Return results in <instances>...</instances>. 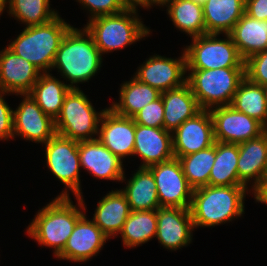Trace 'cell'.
Listing matches in <instances>:
<instances>
[{
    "label": "cell",
    "instance_id": "6da1fadb",
    "mask_svg": "<svg viewBox=\"0 0 267 266\" xmlns=\"http://www.w3.org/2000/svg\"><path fill=\"white\" fill-rule=\"evenodd\" d=\"M54 197L51 202L36 212L34 219L26 228L27 235L40 246L53 250L56 258L64 249L77 221L86 213L83 197Z\"/></svg>",
    "mask_w": 267,
    "mask_h": 266
},
{
    "label": "cell",
    "instance_id": "7a4b0ae2",
    "mask_svg": "<svg viewBox=\"0 0 267 266\" xmlns=\"http://www.w3.org/2000/svg\"><path fill=\"white\" fill-rule=\"evenodd\" d=\"M101 52L95 45L92 35L83 26H72L60 43L52 65V70L60 73L59 78L71 88H80L78 84L91 80L103 65Z\"/></svg>",
    "mask_w": 267,
    "mask_h": 266
},
{
    "label": "cell",
    "instance_id": "3957f363",
    "mask_svg": "<svg viewBox=\"0 0 267 266\" xmlns=\"http://www.w3.org/2000/svg\"><path fill=\"white\" fill-rule=\"evenodd\" d=\"M248 193L252 191L244 185H207L194 189L189 208L194 229L215 227L241 218Z\"/></svg>",
    "mask_w": 267,
    "mask_h": 266
},
{
    "label": "cell",
    "instance_id": "277c9868",
    "mask_svg": "<svg viewBox=\"0 0 267 266\" xmlns=\"http://www.w3.org/2000/svg\"><path fill=\"white\" fill-rule=\"evenodd\" d=\"M138 10V6H129L120 13L87 20L84 27L92 35L102 56L149 37L152 31L144 24Z\"/></svg>",
    "mask_w": 267,
    "mask_h": 266
},
{
    "label": "cell",
    "instance_id": "5b68a950",
    "mask_svg": "<svg viewBox=\"0 0 267 266\" xmlns=\"http://www.w3.org/2000/svg\"><path fill=\"white\" fill-rule=\"evenodd\" d=\"M71 27L59 14L48 23L25 27L7 47L42 73H50L60 43Z\"/></svg>",
    "mask_w": 267,
    "mask_h": 266
},
{
    "label": "cell",
    "instance_id": "8992f818",
    "mask_svg": "<svg viewBox=\"0 0 267 266\" xmlns=\"http://www.w3.org/2000/svg\"><path fill=\"white\" fill-rule=\"evenodd\" d=\"M190 86L201 109L231 105L245 68L186 69Z\"/></svg>",
    "mask_w": 267,
    "mask_h": 266
},
{
    "label": "cell",
    "instance_id": "52a82bcc",
    "mask_svg": "<svg viewBox=\"0 0 267 266\" xmlns=\"http://www.w3.org/2000/svg\"><path fill=\"white\" fill-rule=\"evenodd\" d=\"M105 109L97 112L81 88L70 89L55 119L56 134L78 142L97 139L99 122Z\"/></svg>",
    "mask_w": 267,
    "mask_h": 266
},
{
    "label": "cell",
    "instance_id": "ba28073f",
    "mask_svg": "<svg viewBox=\"0 0 267 266\" xmlns=\"http://www.w3.org/2000/svg\"><path fill=\"white\" fill-rule=\"evenodd\" d=\"M206 33L191 38L190 45L183 50L186 57V69L245 68L230 34Z\"/></svg>",
    "mask_w": 267,
    "mask_h": 266
},
{
    "label": "cell",
    "instance_id": "9c48e42d",
    "mask_svg": "<svg viewBox=\"0 0 267 266\" xmlns=\"http://www.w3.org/2000/svg\"><path fill=\"white\" fill-rule=\"evenodd\" d=\"M44 145L47 169L65 186L57 197L82 196L78 141L55 134Z\"/></svg>",
    "mask_w": 267,
    "mask_h": 266
},
{
    "label": "cell",
    "instance_id": "30bf717a",
    "mask_svg": "<svg viewBox=\"0 0 267 266\" xmlns=\"http://www.w3.org/2000/svg\"><path fill=\"white\" fill-rule=\"evenodd\" d=\"M152 172L160 207L189 209L193 188L183 174L178 158L148 167Z\"/></svg>",
    "mask_w": 267,
    "mask_h": 266
},
{
    "label": "cell",
    "instance_id": "8fae6325",
    "mask_svg": "<svg viewBox=\"0 0 267 266\" xmlns=\"http://www.w3.org/2000/svg\"><path fill=\"white\" fill-rule=\"evenodd\" d=\"M178 58L165 57L156 53L138 66L133 77L141 83L156 88L161 93L179 88L186 83V57L182 49Z\"/></svg>",
    "mask_w": 267,
    "mask_h": 266
},
{
    "label": "cell",
    "instance_id": "7c38bea8",
    "mask_svg": "<svg viewBox=\"0 0 267 266\" xmlns=\"http://www.w3.org/2000/svg\"><path fill=\"white\" fill-rule=\"evenodd\" d=\"M23 100L13 110L14 140H23L45 144L55 134V120L45 114L29 94H16ZM23 96V97H22Z\"/></svg>",
    "mask_w": 267,
    "mask_h": 266
},
{
    "label": "cell",
    "instance_id": "4fadbf2b",
    "mask_svg": "<svg viewBox=\"0 0 267 266\" xmlns=\"http://www.w3.org/2000/svg\"><path fill=\"white\" fill-rule=\"evenodd\" d=\"M213 120L215 141L239 144L262 134L263 125L231 105L209 110Z\"/></svg>",
    "mask_w": 267,
    "mask_h": 266
},
{
    "label": "cell",
    "instance_id": "5bb4252c",
    "mask_svg": "<svg viewBox=\"0 0 267 266\" xmlns=\"http://www.w3.org/2000/svg\"><path fill=\"white\" fill-rule=\"evenodd\" d=\"M172 142L174 157L178 159L215 144L210 111L202 109L195 116L184 121L172 132Z\"/></svg>",
    "mask_w": 267,
    "mask_h": 266
},
{
    "label": "cell",
    "instance_id": "9a60e30c",
    "mask_svg": "<svg viewBox=\"0 0 267 266\" xmlns=\"http://www.w3.org/2000/svg\"><path fill=\"white\" fill-rule=\"evenodd\" d=\"M108 239L85 213L77 221L63 251L56 258L74 263H86L89 260L91 261L97 254H100Z\"/></svg>",
    "mask_w": 267,
    "mask_h": 266
},
{
    "label": "cell",
    "instance_id": "2e32d148",
    "mask_svg": "<svg viewBox=\"0 0 267 266\" xmlns=\"http://www.w3.org/2000/svg\"><path fill=\"white\" fill-rule=\"evenodd\" d=\"M193 220L189 209L159 207L156 238L163 248L177 251L193 240Z\"/></svg>",
    "mask_w": 267,
    "mask_h": 266
},
{
    "label": "cell",
    "instance_id": "e0dca14e",
    "mask_svg": "<svg viewBox=\"0 0 267 266\" xmlns=\"http://www.w3.org/2000/svg\"><path fill=\"white\" fill-rule=\"evenodd\" d=\"M97 139L122 161L133 156L134 119L121 116L111 108L106 107L99 122Z\"/></svg>",
    "mask_w": 267,
    "mask_h": 266
},
{
    "label": "cell",
    "instance_id": "ac0fdd59",
    "mask_svg": "<svg viewBox=\"0 0 267 266\" xmlns=\"http://www.w3.org/2000/svg\"><path fill=\"white\" fill-rule=\"evenodd\" d=\"M80 166L96 179L121 182L125 169L121 159L98 139L78 142Z\"/></svg>",
    "mask_w": 267,
    "mask_h": 266
},
{
    "label": "cell",
    "instance_id": "d6986e66",
    "mask_svg": "<svg viewBox=\"0 0 267 266\" xmlns=\"http://www.w3.org/2000/svg\"><path fill=\"white\" fill-rule=\"evenodd\" d=\"M0 50V91L28 94L42 72L7 46Z\"/></svg>",
    "mask_w": 267,
    "mask_h": 266
},
{
    "label": "cell",
    "instance_id": "ffe728a7",
    "mask_svg": "<svg viewBox=\"0 0 267 266\" xmlns=\"http://www.w3.org/2000/svg\"><path fill=\"white\" fill-rule=\"evenodd\" d=\"M140 156L139 168H148L174 158L172 133L164 128L135 124L133 156Z\"/></svg>",
    "mask_w": 267,
    "mask_h": 266
},
{
    "label": "cell",
    "instance_id": "44dd1931",
    "mask_svg": "<svg viewBox=\"0 0 267 266\" xmlns=\"http://www.w3.org/2000/svg\"><path fill=\"white\" fill-rule=\"evenodd\" d=\"M237 173L239 181L252 193L264 182L267 174V139L261 134L238 144Z\"/></svg>",
    "mask_w": 267,
    "mask_h": 266
},
{
    "label": "cell",
    "instance_id": "7402d4cb",
    "mask_svg": "<svg viewBox=\"0 0 267 266\" xmlns=\"http://www.w3.org/2000/svg\"><path fill=\"white\" fill-rule=\"evenodd\" d=\"M108 192L97 202L91 220L111 239L118 237L131 210L120 189Z\"/></svg>",
    "mask_w": 267,
    "mask_h": 266
},
{
    "label": "cell",
    "instance_id": "603a6c76",
    "mask_svg": "<svg viewBox=\"0 0 267 266\" xmlns=\"http://www.w3.org/2000/svg\"><path fill=\"white\" fill-rule=\"evenodd\" d=\"M161 97L164 105L163 128L171 133L202 110L187 83L162 92Z\"/></svg>",
    "mask_w": 267,
    "mask_h": 266
},
{
    "label": "cell",
    "instance_id": "cb8c5ba5",
    "mask_svg": "<svg viewBox=\"0 0 267 266\" xmlns=\"http://www.w3.org/2000/svg\"><path fill=\"white\" fill-rule=\"evenodd\" d=\"M124 177L120 188L125 195L131 211L157 210L160 207L154 176L148 168H137L130 179ZM127 180V181H126Z\"/></svg>",
    "mask_w": 267,
    "mask_h": 266
},
{
    "label": "cell",
    "instance_id": "d4e9b609",
    "mask_svg": "<svg viewBox=\"0 0 267 266\" xmlns=\"http://www.w3.org/2000/svg\"><path fill=\"white\" fill-rule=\"evenodd\" d=\"M157 6L166 7V14L176 30L190 38L206 34L202 5L192 0H161Z\"/></svg>",
    "mask_w": 267,
    "mask_h": 266
},
{
    "label": "cell",
    "instance_id": "484cf974",
    "mask_svg": "<svg viewBox=\"0 0 267 266\" xmlns=\"http://www.w3.org/2000/svg\"><path fill=\"white\" fill-rule=\"evenodd\" d=\"M202 7L206 33L229 34L245 14V0H207Z\"/></svg>",
    "mask_w": 267,
    "mask_h": 266
},
{
    "label": "cell",
    "instance_id": "4316f807",
    "mask_svg": "<svg viewBox=\"0 0 267 266\" xmlns=\"http://www.w3.org/2000/svg\"><path fill=\"white\" fill-rule=\"evenodd\" d=\"M229 34L244 61L267 49V20L244 14Z\"/></svg>",
    "mask_w": 267,
    "mask_h": 266
},
{
    "label": "cell",
    "instance_id": "83f0119b",
    "mask_svg": "<svg viewBox=\"0 0 267 266\" xmlns=\"http://www.w3.org/2000/svg\"><path fill=\"white\" fill-rule=\"evenodd\" d=\"M119 89V99L113 101L109 108L125 117H133L145 105L161 96L159 90L141 83L135 77L121 83Z\"/></svg>",
    "mask_w": 267,
    "mask_h": 266
},
{
    "label": "cell",
    "instance_id": "f1b7e54d",
    "mask_svg": "<svg viewBox=\"0 0 267 266\" xmlns=\"http://www.w3.org/2000/svg\"><path fill=\"white\" fill-rule=\"evenodd\" d=\"M70 89L63 80L56 78L52 73H42L28 94L45 114L55 120Z\"/></svg>",
    "mask_w": 267,
    "mask_h": 266
},
{
    "label": "cell",
    "instance_id": "f546056e",
    "mask_svg": "<svg viewBox=\"0 0 267 266\" xmlns=\"http://www.w3.org/2000/svg\"><path fill=\"white\" fill-rule=\"evenodd\" d=\"M157 210L131 211L121 232L123 246L136 248L156 237Z\"/></svg>",
    "mask_w": 267,
    "mask_h": 266
},
{
    "label": "cell",
    "instance_id": "4dcf8cb0",
    "mask_svg": "<svg viewBox=\"0 0 267 266\" xmlns=\"http://www.w3.org/2000/svg\"><path fill=\"white\" fill-rule=\"evenodd\" d=\"M238 144L215 142V161L212 167L209 186L243 185L239 181L237 162Z\"/></svg>",
    "mask_w": 267,
    "mask_h": 266
},
{
    "label": "cell",
    "instance_id": "1f68e13d",
    "mask_svg": "<svg viewBox=\"0 0 267 266\" xmlns=\"http://www.w3.org/2000/svg\"><path fill=\"white\" fill-rule=\"evenodd\" d=\"M231 106L236 111L256 119L262 125L267 121V102L263 88L247 77L239 83Z\"/></svg>",
    "mask_w": 267,
    "mask_h": 266
},
{
    "label": "cell",
    "instance_id": "d6a6232c",
    "mask_svg": "<svg viewBox=\"0 0 267 266\" xmlns=\"http://www.w3.org/2000/svg\"><path fill=\"white\" fill-rule=\"evenodd\" d=\"M50 5V0H6V11L25 27L42 25L59 15Z\"/></svg>",
    "mask_w": 267,
    "mask_h": 266
},
{
    "label": "cell",
    "instance_id": "836d02e7",
    "mask_svg": "<svg viewBox=\"0 0 267 266\" xmlns=\"http://www.w3.org/2000/svg\"><path fill=\"white\" fill-rule=\"evenodd\" d=\"M215 161V144L196 153L179 158L183 174L193 189L208 185Z\"/></svg>",
    "mask_w": 267,
    "mask_h": 266
},
{
    "label": "cell",
    "instance_id": "e575fe53",
    "mask_svg": "<svg viewBox=\"0 0 267 266\" xmlns=\"http://www.w3.org/2000/svg\"><path fill=\"white\" fill-rule=\"evenodd\" d=\"M86 10L88 20L98 16L117 14L129 7L125 0H76Z\"/></svg>",
    "mask_w": 267,
    "mask_h": 266
},
{
    "label": "cell",
    "instance_id": "d590c367",
    "mask_svg": "<svg viewBox=\"0 0 267 266\" xmlns=\"http://www.w3.org/2000/svg\"><path fill=\"white\" fill-rule=\"evenodd\" d=\"M135 124L148 127L163 128L164 105L162 97L145 105L133 117Z\"/></svg>",
    "mask_w": 267,
    "mask_h": 266
},
{
    "label": "cell",
    "instance_id": "8d00e7d4",
    "mask_svg": "<svg viewBox=\"0 0 267 266\" xmlns=\"http://www.w3.org/2000/svg\"><path fill=\"white\" fill-rule=\"evenodd\" d=\"M245 77L261 86L267 83V49L245 60Z\"/></svg>",
    "mask_w": 267,
    "mask_h": 266
},
{
    "label": "cell",
    "instance_id": "74e56055",
    "mask_svg": "<svg viewBox=\"0 0 267 266\" xmlns=\"http://www.w3.org/2000/svg\"><path fill=\"white\" fill-rule=\"evenodd\" d=\"M11 93L0 91V141L14 139L13 133V109L5 100Z\"/></svg>",
    "mask_w": 267,
    "mask_h": 266
},
{
    "label": "cell",
    "instance_id": "f35d334b",
    "mask_svg": "<svg viewBox=\"0 0 267 266\" xmlns=\"http://www.w3.org/2000/svg\"><path fill=\"white\" fill-rule=\"evenodd\" d=\"M245 14L253 19L267 20V0H245Z\"/></svg>",
    "mask_w": 267,
    "mask_h": 266
},
{
    "label": "cell",
    "instance_id": "ab89813d",
    "mask_svg": "<svg viewBox=\"0 0 267 266\" xmlns=\"http://www.w3.org/2000/svg\"><path fill=\"white\" fill-rule=\"evenodd\" d=\"M251 195L255 202L264 203L267 206V182H263Z\"/></svg>",
    "mask_w": 267,
    "mask_h": 266
},
{
    "label": "cell",
    "instance_id": "60d3db41",
    "mask_svg": "<svg viewBox=\"0 0 267 266\" xmlns=\"http://www.w3.org/2000/svg\"><path fill=\"white\" fill-rule=\"evenodd\" d=\"M125 2L129 6H138L139 8L143 9H149L152 8L153 6H157V3L154 0H125Z\"/></svg>",
    "mask_w": 267,
    "mask_h": 266
},
{
    "label": "cell",
    "instance_id": "b9f144b4",
    "mask_svg": "<svg viewBox=\"0 0 267 266\" xmlns=\"http://www.w3.org/2000/svg\"><path fill=\"white\" fill-rule=\"evenodd\" d=\"M5 10H6V0H0V16H2Z\"/></svg>",
    "mask_w": 267,
    "mask_h": 266
},
{
    "label": "cell",
    "instance_id": "7bdbcfd3",
    "mask_svg": "<svg viewBox=\"0 0 267 266\" xmlns=\"http://www.w3.org/2000/svg\"><path fill=\"white\" fill-rule=\"evenodd\" d=\"M262 134L266 137L267 139V121L263 124V130Z\"/></svg>",
    "mask_w": 267,
    "mask_h": 266
},
{
    "label": "cell",
    "instance_id": "ee69618b",
    "mask_svg": "<svg viewBox=\"0 0 267 266\" xmlns=\"http://www.w3.org/2000/svg\"><path fill=\"white\" fill-rule=\"evenodd\" d=\"M262 88H263V91H264V95H265V98H266V102H267V83L262 85Z\"/></svg>",
    "mask_w": 267,
    "mask_h": 266
},
{
    "label": "cell",
    "instance_id": "f6af8a7d",
    "mask_svg": "<svg viewBox=\"0 0 267 266\" xmlns=\"http://www.w3.org/2000/svg\"><path fill=\"white\" fill-rule=\"evenodd\" d=\"M192 1L203 6L207 0H192Z\"/></svg>",
    "mask_w": 267,
    "mask_h": 266
},
{
    "label": "cell",
    "instance_id": "bcb514c9",
    "mask_svg": "<svg viewBox=\"0 0 267 266\" xmlns=\"http://www.w3.org/2000/svg\"><path fill=\"white\" fill-rule=\"evenodd\" d=\"M157 4L161 1V0H154Z\"/></svg>",
    "mask_w": 267,
    "mask_h": 266
}]
</instances>
